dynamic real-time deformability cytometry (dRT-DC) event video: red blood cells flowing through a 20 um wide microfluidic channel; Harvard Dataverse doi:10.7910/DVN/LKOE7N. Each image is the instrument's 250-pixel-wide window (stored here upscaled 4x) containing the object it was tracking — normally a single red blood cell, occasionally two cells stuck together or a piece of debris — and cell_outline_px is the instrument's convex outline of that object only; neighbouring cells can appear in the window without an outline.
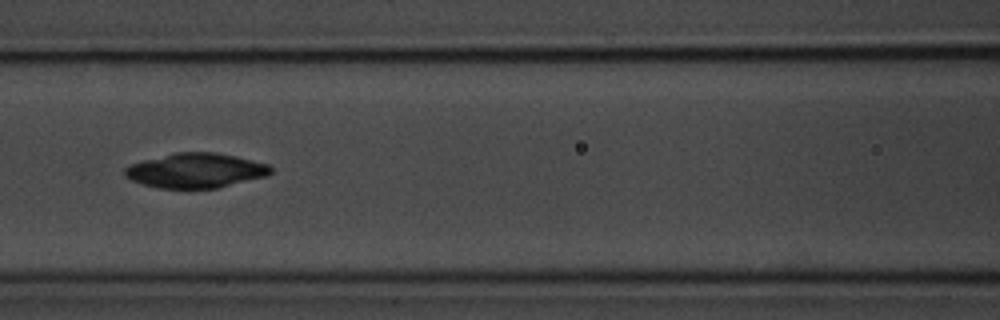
{"species": "common noctule bat (a hibernating species)", "species_latin": "Nyctalus noctula", "temperature_condition": "room temperature", "stored_images_in_passage": 7, "camera_frame_rate_fps": 3000, "um_per_image_px": 0.085, "animal": {"sex": "male", "body_mass_g": 20.1, "forearm_length_mm": 53.5}, "frame": {"image": 1, "passage_image": 3, "time_ms": 2.333, "image_size_px": [1000, 320], "cell_outline_px": [[272, 172], [264, 176], [216, 188], [160, 188], [144, 184], [132, 180], [124, 176], [124, 168], [128, 164], [176, 152], [216, 152], [236, 156], [268, 164], [272, 168]], "centroid_in_image_um": [16.6, 14.48], "position_along_channel_um": 150.0, "area_um2": 29.25}}
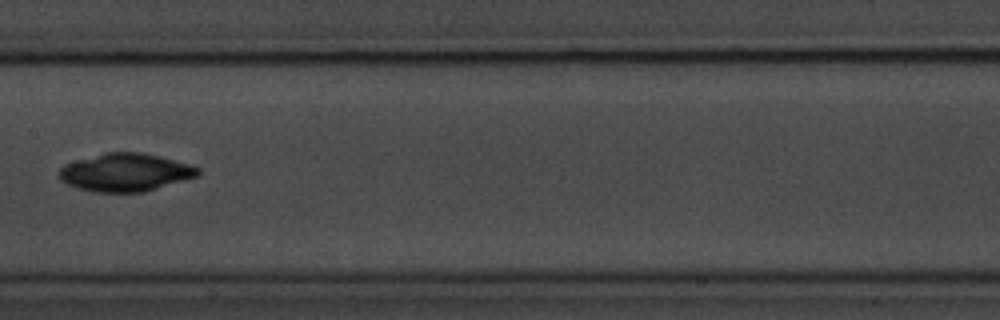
{"frame": {"image": 2, "passage_image": 4, "time_ms": 3.667, "image_size_px": [1000, 320], "cell_outline_px": [[200, 176], [144, 192], [96, 192], [80, 188], [68, 184], [60, 180], [60, 168], [64, 164], [76, 160], [104, 152], [140, 152], [160, 156], [192, 164], [200, 168]], "centroid_in_image_um": [10.71, 14.64], "position_along_channel_um": 196.7, "area_um2": 30.87}}